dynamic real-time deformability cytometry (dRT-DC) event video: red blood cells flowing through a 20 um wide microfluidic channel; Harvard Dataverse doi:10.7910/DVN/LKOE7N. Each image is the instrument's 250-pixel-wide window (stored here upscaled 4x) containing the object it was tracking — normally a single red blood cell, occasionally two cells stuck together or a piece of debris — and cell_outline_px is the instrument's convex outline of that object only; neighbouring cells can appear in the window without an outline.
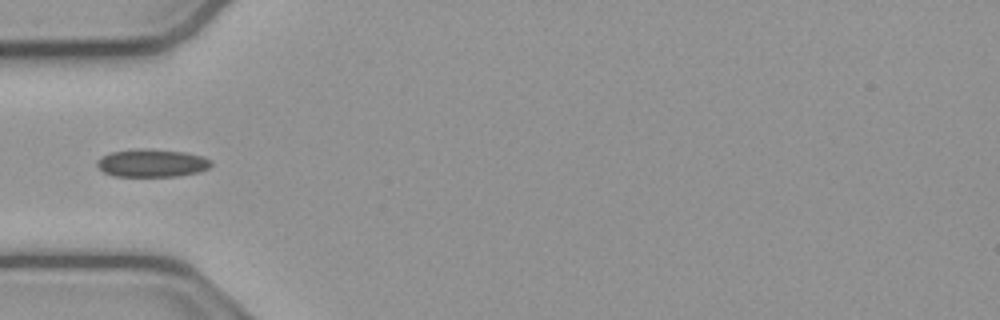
{"species": "common noctule bat (a hibernating species)", "species_latin": "Nyctalus noctula", "temperature_condition": "cold", "stored_images_in_passage": 37, "camera_frame_rate_fps": 3000, "um_per_image_px": 0.085, "animal": {"sex": "male", "body_mass_g": 23.1, "forearm_length_mm": 52.7}, "frame": {"image": 1, "passage_image": 1, "time_ms": 0.0, "image_size_px": [1000, 320], "cell_outline_px": [[212, 164], [208, 168], [200, 172], [176, 176], [112, 176], [104, 172], [96, 164], [96, 160], [112, 152], [140, 148], [148, 148], [184, 152], [204, 156], [212, 160]], "centroid_in_image_um": [12.94, 13.85], "position_along_channel_um": 72.1, "area_um2": 18.61}}
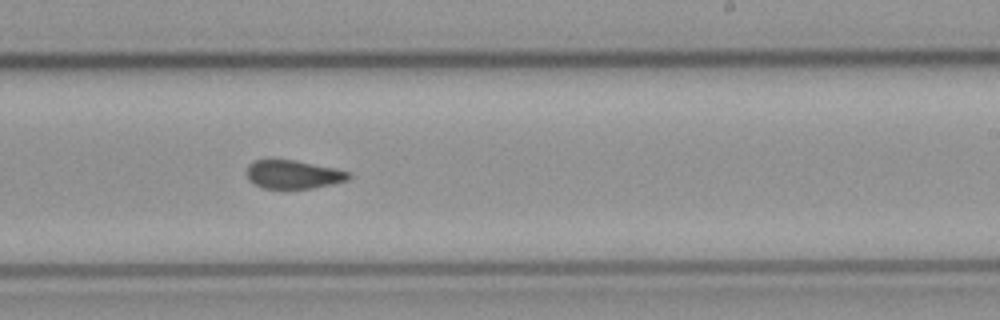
{"frame": {"image": 2, "passage_image": 16, "time_ms": 5.0, "image_size_px": [1000, 320], "cell_outline_px": [[352, 176], [348, 180], [332, 184], [312, 188], [284, 192], [264, 188], [248, 180], [248, 164], [256, 160], [296, 160], [336, 168], [352, 172]], "centroid_in_image_um": [24.97, 14.87], "position_along_channel_um": 264.0, "area_um2": 17.57}}
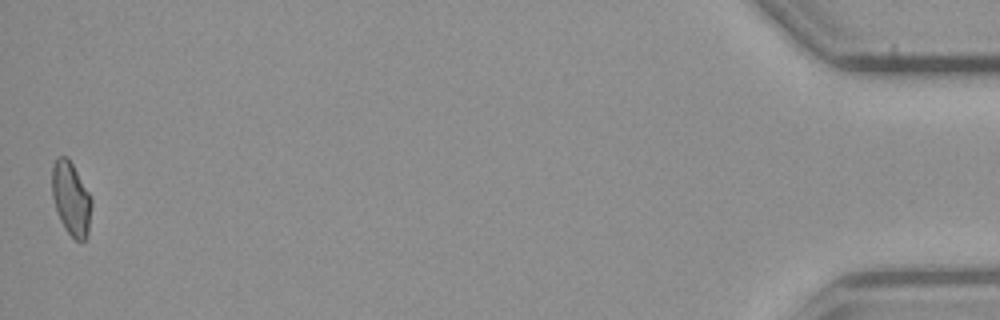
{"frame": {"image": 3, "passage_image": 37, "time_ms": 12.0, "image_size_px": [1000, 320], "cell_outline_px": [[92, 204], [88, 236], [84, 240], [76, 240], [64, 228], [60, 220], [52, 196], [52, 164], [56, 156], [68, 156], [88, 192], [92, 200]], "centroid_in_image_um": [6.03, 16.86], "position_along_channel_um": 429.2, "area_um2": 16.94}}